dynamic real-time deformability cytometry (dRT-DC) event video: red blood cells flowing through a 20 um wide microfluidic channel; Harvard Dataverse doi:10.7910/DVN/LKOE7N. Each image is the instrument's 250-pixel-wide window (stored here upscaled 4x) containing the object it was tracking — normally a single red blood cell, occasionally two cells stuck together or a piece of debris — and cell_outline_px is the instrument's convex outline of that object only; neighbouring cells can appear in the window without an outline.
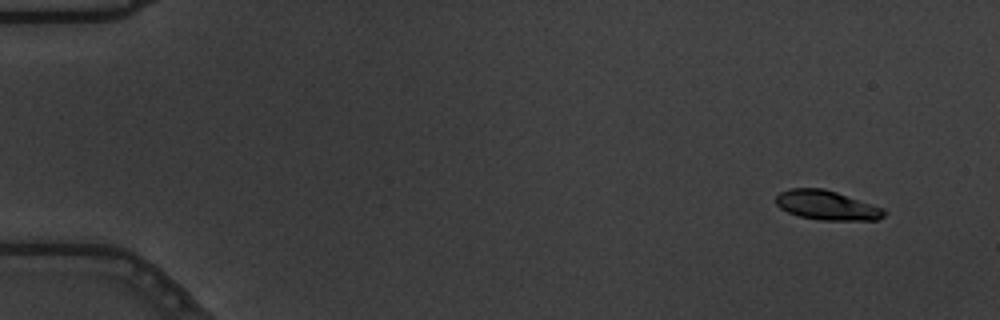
{"species": "common noctule bat (a hibernating species)", "species_latin": "Nyctalus noctula", "temperature_condition": "warm", "stored_images_in_passage": 53, "camera_frame_rate_fps": 3000, "um_per_image_px": 0.085, "animal": {"sex": "male", "body_mass_g": 19.5, "forearm_length_mm": 54.6}, "frame": {"image": 1, "passage_image": 1, "time_ms": 0.0, "image_size_px": [1000, 320], "cell_outline_px": [[888, 212], [884, 216], [876, 220], [820, 220], [800, 216], [788, 212], [780, 208], [776, 204], [776, 196], [780, 192], [788, 188], [824, 188], [884, 208]], "centroid_in_image_um": [70.28, 17.44], "position_along_channel_um": 14.7, "area_um2": 18.55}}
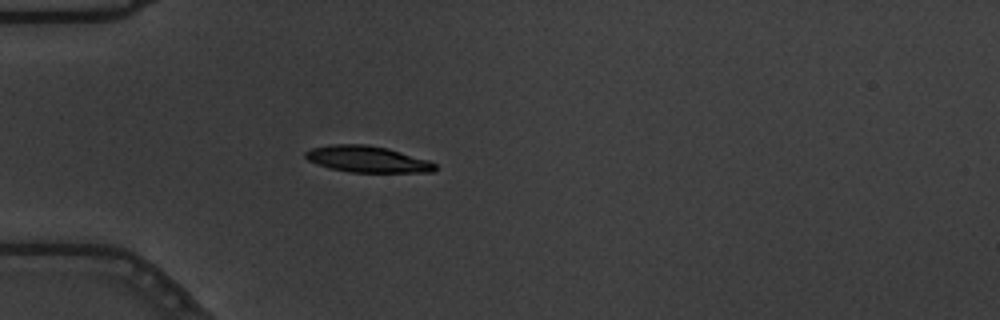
{"frame": {"image": 2, "passage_image": 14, "time_ms": 4.333, "image_size_px": [1000, 320], "cell_outline_px": [[440, 168], [432, 172], [352, 172], [328, 168], [316, 164], [308, 160], [304, 156], [304, 152], [312, 148], [332, 144], [364, 144], [388, 148], [428, 160], [436, 164]], "centroid_in_image_um": [31.23, 13.53], "position_along_channel_um": 53.8, "area_um2": 20.0}}
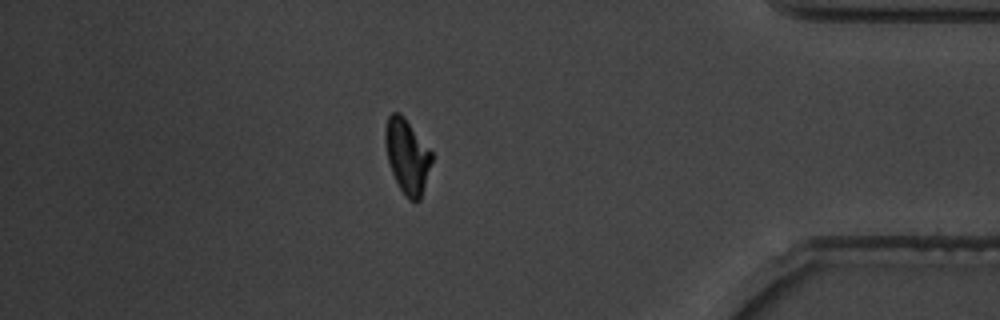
{"frame": {"image": 3, "passage_image": 46, "time_ms": 15.0, "image_size_px": [1000, 320], "cell_outline_px": [[432, 160], [420, 200], [408, 200], [404, 196], [392, 172], [388, 160], [384, 140], [384, 128], [388, 116], [392, 112], [400, 112], [404, 116], [432, 152]], "centroid_in_image_um": [34.58, 13.24], "position_along_channel_um": 400.6, "area_um2": 20.06}, "authors_computed_cell_mechanics": {"area_um2": 20.2878, "velocity_mm_per_s": 3.6587, "shape_relaxation_time_tau1_ms": 4.1872, "shape_relaxation_time_tau2_ms": 1.9283, "deformation_change_tau1": 0.181, "deformation_change_tau2": 0.0637}}